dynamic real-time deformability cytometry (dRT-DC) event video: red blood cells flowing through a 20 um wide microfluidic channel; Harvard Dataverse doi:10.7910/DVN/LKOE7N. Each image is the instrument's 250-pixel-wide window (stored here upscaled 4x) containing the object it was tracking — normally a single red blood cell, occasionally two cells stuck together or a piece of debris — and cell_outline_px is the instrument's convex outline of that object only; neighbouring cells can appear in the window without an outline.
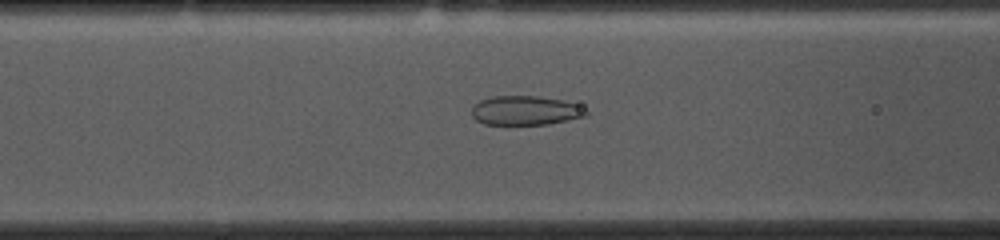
{"species": "common noctule bat (a hibernating species)", "species_latin": "Nyctalus noctula", "temperature_condition": "cold", "stored_images_in_passage": 52, "camera_frame_rate_fps": 3000, "um_per_image_px": 0.085, "animal": {"sex": "female", "body_mass_g": 10.0, "forearm_length_mm": 53.1}, "frame": {"image": 1, "passage_image": 19, "time_ms": 6.0, "image_size_px": [1000, 240], "cell_outline_px": [[588, 116], [548, 124], [484, 124], [476, 120], [472, 116], [472, 108], [480, 100], [492, 96], [536, 96], [564, 100], [580, 104], [588, 112]], "centroid_in_image_um": [44.7, 9.39], "position_along_channel_um": 121.9, "area_um2": 19.59}}
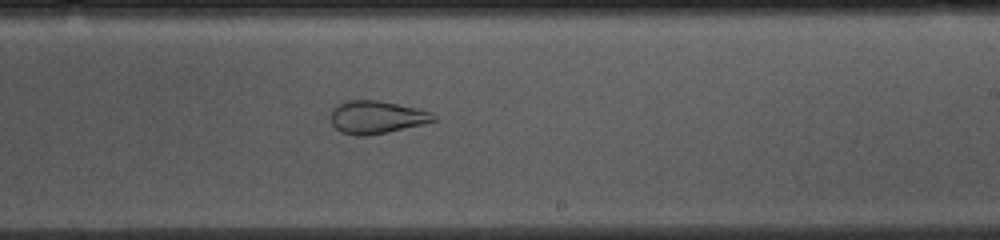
{"frame": {"image": 2, "passage_image": 30, "time_ms": 9.667, "image_size_px": [1000, 240], "cell_outline_px": [[436, 120], [424, 124], [388, 132], [364, 136], [356, 136], [340, 132], [332, 124], [328, 116], [332, 108], [336, 104], [344, 100], [376, 100], [416, 108], [432, 112], [436, 116]], "centroid_in_image_um": [31.95, 9.96], "position_along_channel_um": 257.1, "area_um2": 19.94}}
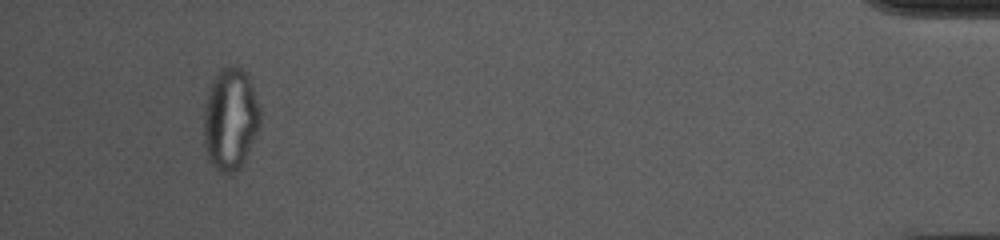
{"frame": {"image": 3, "passage_image": 49, "time_ms": 16.0, "image_size_px": [1000, 240], "cell_outline_px": [[260, 128], [240, 168], [232, 172], [220, 172], [208, 160], [204, 144], [204, 108], [212, 84], [220, 68], [232, 64], [244, 68], [252, 84], [260, 108]], "centroid_in_image_um": [19.6, 10.1], "position_along_channel_um": 415.6, "area_um2": 33.58}, "authors_computed_cell_mechanics": {"area_um2": 27.2527, "velocity_mm_per_s": 3.6867, "shape_relaxation_time_tau1_ms": null, "shape_relaxation_time_tau2_ms": 1.3125, "deformation_change_tau1": null, "deformation_change_tau2": 0.0744}}